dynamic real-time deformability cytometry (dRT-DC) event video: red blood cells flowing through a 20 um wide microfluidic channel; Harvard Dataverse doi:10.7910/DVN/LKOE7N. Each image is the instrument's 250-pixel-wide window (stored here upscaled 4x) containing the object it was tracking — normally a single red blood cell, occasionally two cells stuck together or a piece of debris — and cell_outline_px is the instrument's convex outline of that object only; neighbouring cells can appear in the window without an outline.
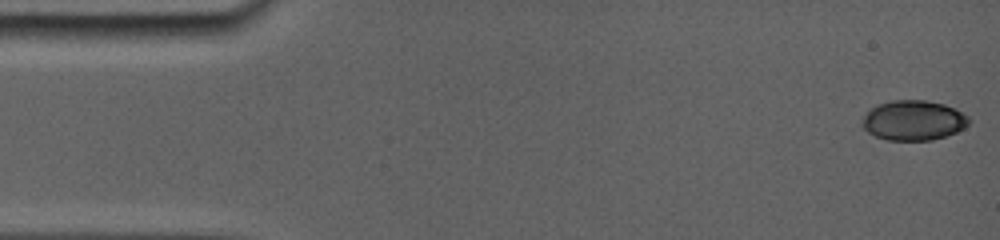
{"species": "common noctule bat (a hibernating species)", "species_latin": "Nyctalus noctula", "temperature_condition": "room temperature", "stored_images_in_passage": 20, "camera_frame_rate_fps": 5000, "um_per_image_px": 0.085, "animal": {"sex": "female", "body_mass_g": 19.0, "forearm_length_mm": 56.7}, "frame": {"image": 1, "passage_image": 1, "time_ms": 0.0, "image_size_px": [1000, 240], "cell_outline_px": [[968, 124], [964, 128], [956, 132], [944, 136], [928, 140], [892, 140], [876, 136], [868, 132], [864, 128], [864, 120], [868, 112], [876, 104], [892, 100], [924, 100], [944, 104], [960, 112], [968, 120]], "centroid_in_image_um": [77.63, 10.22], "position_along_channel_um": 7.4, "area_um2": 24.16}}
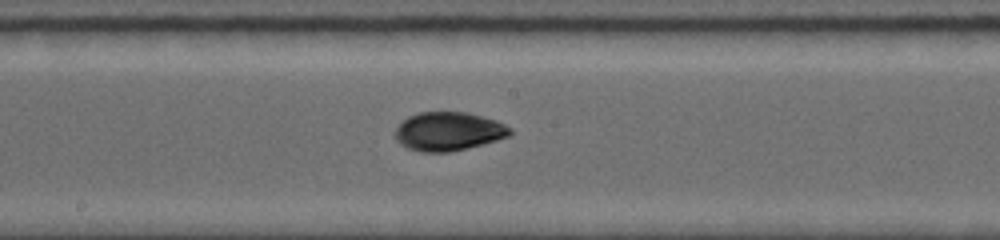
{"frame": {"image": 2, "passage_image": 12, "time_ms": 8.4, "image_size_px": [1000, 240], "cell_outline_px": [[512, 132], [508, 136], [496, 140], [448, 152], [424, 152], [408, 148], [400, 144], [396, 140], [396, 128], [408, 116], [420, 112], [464, 112], [496, 120], [512, 128]], "centroid_in_image_um": [38.11, 11.16], "position_along_channel_um": 210.1, "area_um2": 25.49}}
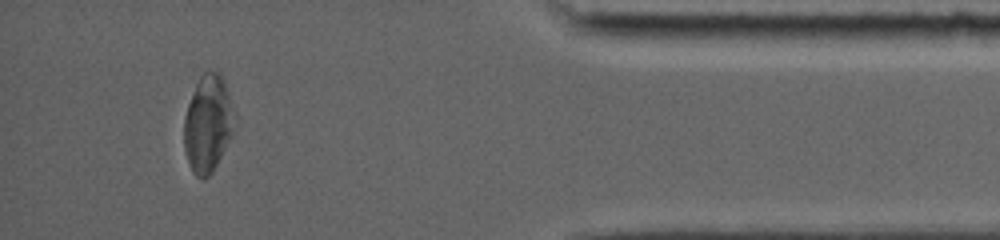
{"frame": {"image": 3, "passage_image": 20, "time_ms": 14.6, "image_size_px": [1000, 240], "cell_outline_px": [[236, 124], [232, 136], [212, 172], [204, 180], [200, 180], [192, 172], [188, 164], [184, 148], [184, 116], [188, 104], [196, 84], [200, 76], [204, 72], [220, 72], [224, 80], [236, 116]], "centroid_in_image_um": [17.68, 10.54], "position_along_channel_um": 417.5, "area_um2": 28.84}, "authors_computed_cell_mechanics": {"area_um2": 24.9985, "velocity_mm_per_s": 3.8707, "shape_relaxation_time_tau1_ms": 3.2941, "shape_relaxation_time_tau2_ms": 3.4804, "deformation_change_tau1": 0.1168, "deformation_change_tau2": 0.052}}